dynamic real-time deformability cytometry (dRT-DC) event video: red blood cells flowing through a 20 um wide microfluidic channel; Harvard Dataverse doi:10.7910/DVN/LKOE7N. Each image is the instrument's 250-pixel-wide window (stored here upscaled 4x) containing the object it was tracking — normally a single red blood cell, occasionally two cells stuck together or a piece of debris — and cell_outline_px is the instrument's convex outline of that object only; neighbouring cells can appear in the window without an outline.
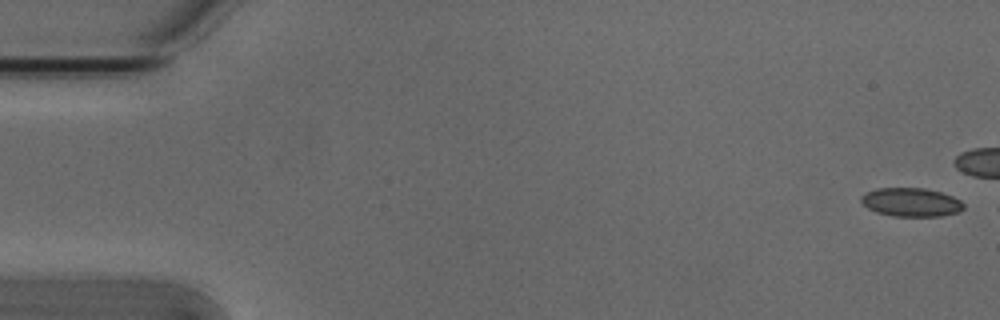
{"species": "Egyptian fruit bat (a non-hibernating species)", "species_latin": "Rousettus aegyptiacus", "temperature_condition": "cold", "stored_images_in_passage": 23, "camera_frame_rate_fps": 3000, "um_per_image_px": 0.085, "animal": {"sex": "male"}, "frame": {"image": 1, "passage_image": 1, "time_ms": 0.0, "image_size_px": [1000, 320], "cell_outline_px": [[964, 208], [960, 212], [940, 216], [892, 216], [876, 212], [868, 208], [860, 200], [860, 196], [864, 192], [876, 188], [924, 188], [940, 192], [952, 196], [960, 200], [964, 204]], "centroid_in_image_um": [77.43, 17.18], "position_along_channel_um": 7.6, "area_um2": 17.22}}